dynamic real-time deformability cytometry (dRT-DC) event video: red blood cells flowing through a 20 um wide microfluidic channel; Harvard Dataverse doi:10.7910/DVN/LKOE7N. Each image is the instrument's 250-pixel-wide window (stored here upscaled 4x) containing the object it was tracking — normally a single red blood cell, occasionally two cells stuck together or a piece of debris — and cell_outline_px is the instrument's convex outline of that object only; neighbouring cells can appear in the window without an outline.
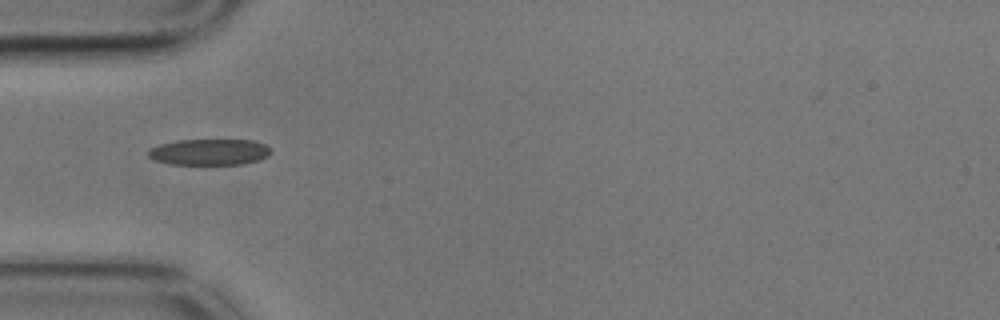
{"species": "common noctule bat (a hibernating species)", "species_latin": "Nyctalus noctula", "temperature_condition": "cold", "stored_images_in_passage": 3, "camera_frame_rate_fps": 3000, "um_per_image_px": 0.085, "animal": {"sex": "male", "body_mass_g": 17.9}, "frame": {"image": 1, "passage_image": 1, "time_ms": 0.0, "image_size_px": [1000, 320], "cell_outline_px": [[272, 152], [268, 156], [260, 160], [240, 164], [172, 164], [156, 160], [148, 156], [148, 152], [152, 148], [160, 144], [176, 140], [256, 140], [268, 144], [272, 148]], "centroid_in_image_um": [17.89, 12.91], "position_along_channel_um": 67.1, "area_um2": 18.79}}
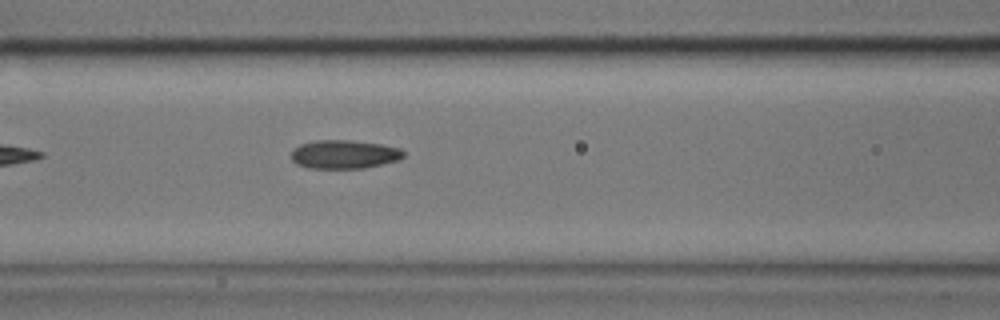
{"frame": {"image": 2, "passage_image": 3, "time_ms": 0.667, "image_size_px": [1000, 320], "cell_outline_px": [[404, 156], [400, 160], [364, 168], [308, 168], [296, 164], [292, 160], [292, 152], [300, 144], [316, 140], [348, 140], [380, 144], [400, 148], [404, 152]], "centroid_in_image_um": [29.27, 13.12], "position_along_channel_um": 137.3, "area_um2": 18.67}}